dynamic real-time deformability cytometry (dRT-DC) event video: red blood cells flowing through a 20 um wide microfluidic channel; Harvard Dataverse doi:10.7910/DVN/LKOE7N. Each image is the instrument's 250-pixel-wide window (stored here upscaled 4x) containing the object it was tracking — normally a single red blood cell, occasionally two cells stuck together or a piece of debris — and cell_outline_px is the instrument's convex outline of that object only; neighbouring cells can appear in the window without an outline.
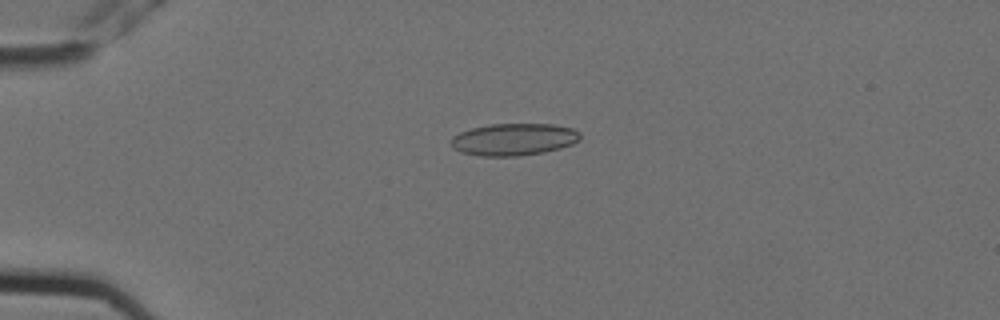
{"species": "Egyptian fruit bat (a non-hibernating species)", "species_latin": "Rousettus aegyptiacus", "temperature_condition": "cold", "stored_images_in_passage": 9, "camera_frame_rate_fps": 3000, "um_per_image_px": 0.085, "animal": {"sex": "female"}, "frame": {"image": 1, "passage_image": 4, "time_ms": 1.0, "image_size_px": [1000, 320], "cell_outline_px": [[580, 140], [572, 144], [560, 148], [544, 152], [520, 156], [480, 156], [460, 152], [452, 148], [452, 136], [460, 132], [472, 128], [488, 124], [552, 124], [572, 128], [580, 132]], "centroid_in_image_um": [43.67, 11.85], "position_along_channel_um": 41.3, "area_um2": 24.28}}
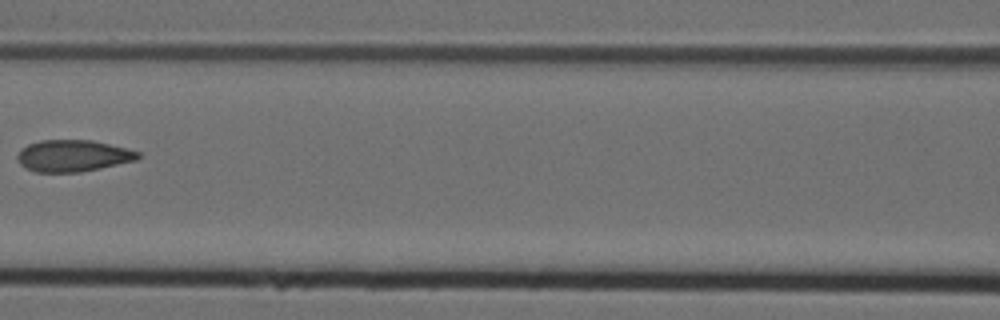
{"frame": {"image": 2, "passage_image": 7, "time_ms": 2.0, "image_size_px": [1000, 320], "cell_outline_px": [[140, 156], [136, 160], [100, 168], [80, 172], [36, 172], [24, 168], [16, 160], [16, 156], [20, 148], [28, 144], [40, 140], [92, 140], [140, 152]], "centroid_in_image_um": [6.13, 13.24], "position_along_channel_um": 160.5, "area_um2": 22.31}}
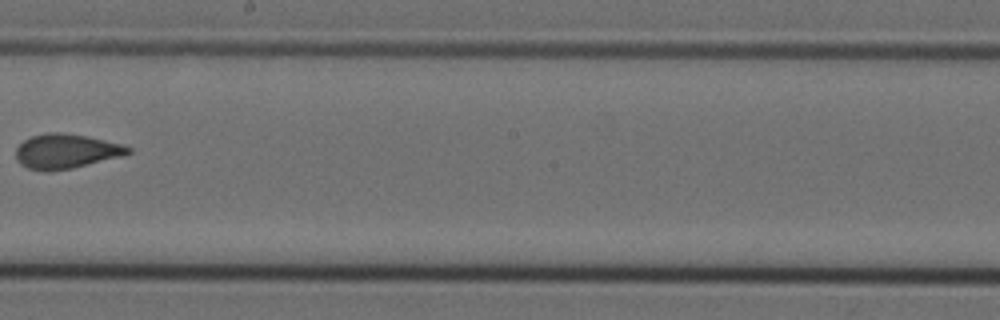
{"frame": {"image": 3, "passage_image": 9, "time_ms": 2.667, "image_size_px": [1000, 320], "cell_outline_px": [[132, 152], [120, 156], [72, 168], [48, 172], [44, 172], [28, 168], [20, 164], [16, 160], [16, 148], [24, 140], [32, 136], [48, 132], [60, 132], [88, 136], [124, 144], [132, 148]], "centroid_in_image_um": [5.6, 12.85], "position_along_channel_um": 242.6, "area_um2": 22.72}}